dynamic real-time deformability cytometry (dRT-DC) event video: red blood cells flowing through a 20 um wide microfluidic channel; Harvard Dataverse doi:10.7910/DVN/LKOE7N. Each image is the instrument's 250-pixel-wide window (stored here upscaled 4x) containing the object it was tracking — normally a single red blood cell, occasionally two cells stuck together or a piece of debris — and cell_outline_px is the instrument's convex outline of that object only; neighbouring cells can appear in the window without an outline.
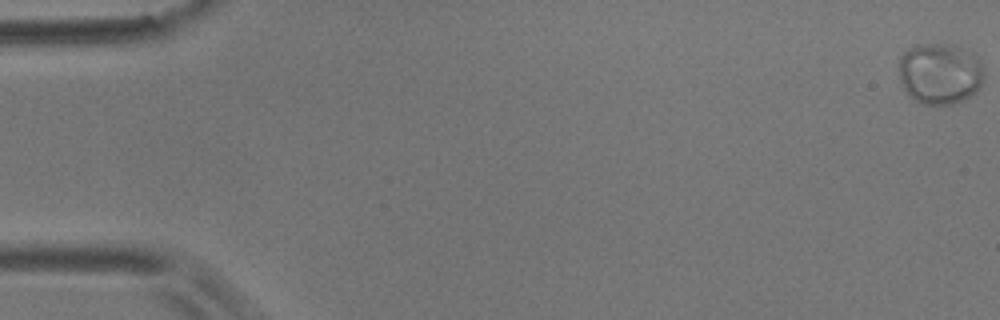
{"species": "common noctule bat (a hibernating species)", "species_latin": "Nyctalus noctula", "temperature_condition": "room temperature", "stored_images_in_passage": 5, "camera_frame_rate_fps": 3000, "um_per_image_px": 0.085, "animal": {"sex": "male", "body_mass_g": 17.9}, "frame": {"image": 1, "passage_image": 1, "time_ms": 0.0, "image_size_px": [1000, 320], "cell_outline_px": [[984, 80], [980, 88], [976, 92], [952, 104], [924, 104], [916, 100], [904, 88], [900, 80], [900, 56], [908, 48], [916, 44], [956, 44], [976, 52], [984, 68]], "centroid_in_image_um": [79.96, 6.2], "position_along_channel_um": 5.0, "area_um2": 30.75}}